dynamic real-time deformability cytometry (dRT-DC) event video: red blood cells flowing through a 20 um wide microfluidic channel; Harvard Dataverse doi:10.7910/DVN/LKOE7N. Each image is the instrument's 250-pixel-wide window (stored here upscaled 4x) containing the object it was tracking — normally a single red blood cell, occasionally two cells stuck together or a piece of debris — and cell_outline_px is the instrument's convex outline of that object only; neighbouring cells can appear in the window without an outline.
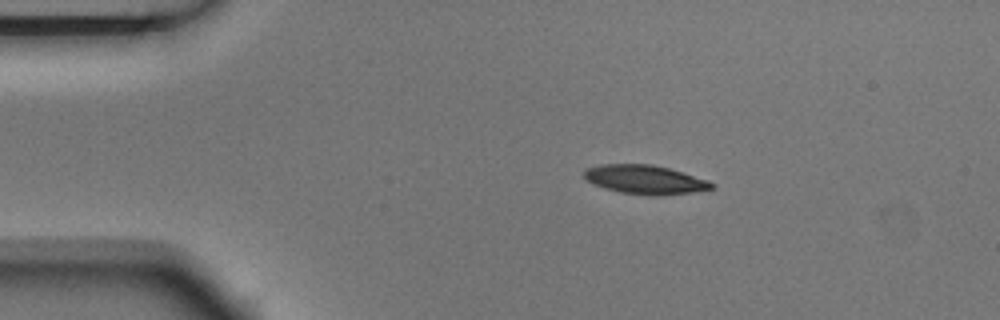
{"species": "Egyptian fruit bat (a non-hibernating species)", "species_latin": "Rousettus aegyptiacus", "temperature_condition": "room temperature", "stored_images_in_passage": 3, "camera_frame_rate_fps": 3000, "um_per_image_px": 0.085, "animal": {"sex": "male"}, "frame": {"image": 1, "passage_image": 2, "time_ms": 0.333, "image_size_px": [1000, 320], "cell_outline_px": [[716, 184], [712, 188], [688, 192], [660, 196], [648, 196], [620, 192], [604, 188], [588, 180], [584, 176], [584, 172], [588, 168], [600, 164], [652, 164], [668, 168], [708, 180]], "centroid_in_image_um": [54.82, 15.26], "position_along_channel_um": 30.2, "area_um2": 21.27}}